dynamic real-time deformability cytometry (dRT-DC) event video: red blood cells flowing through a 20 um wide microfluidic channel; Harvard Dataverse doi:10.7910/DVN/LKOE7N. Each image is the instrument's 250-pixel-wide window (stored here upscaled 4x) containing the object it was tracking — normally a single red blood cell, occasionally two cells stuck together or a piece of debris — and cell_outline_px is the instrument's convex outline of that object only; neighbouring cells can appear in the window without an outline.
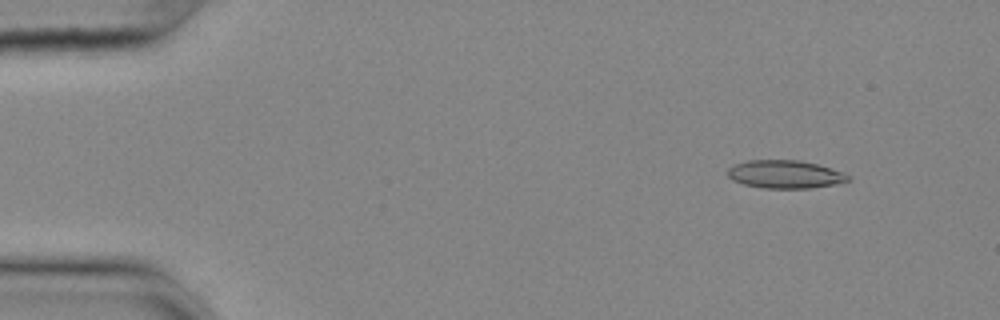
{"species": "common noctule bat (a hibernating species)", "species_latin": "Nyctalus noctula", "temperature_condition": "cold", "stored_images_in_passage": 53, "camera_frame_rate_fps": 3000, "um_per_image_px": 0.085, "animal": {"sex": "female", "body_mass_g": 25.1}, "frame": {"image": 1, "passage_image": 3, "time_ms": 0.667, "image_size_px": [1000, 320], "cell_outline_px": [[848, 180], [836, 184], [812, 188], [764, 188], [744, 184], [732, 180], [728, 176], [728, 168], [736, 164], [748, 160], [800, 160], [816, 164], [840, 172], [848, 176]], "centroid_in_image_um": [66.68, 14.82], "position_along_channel_um": 18.3, "area_um2": 19.36}}
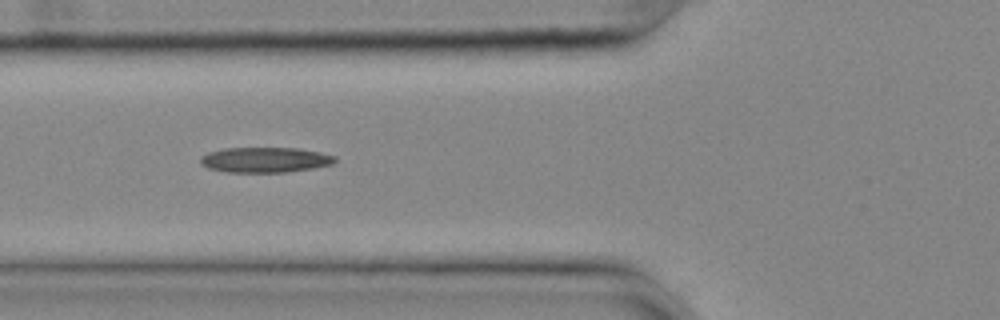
{"frame": {"image": 2, "passage_image": 18, "time_ms": 5.667, "image_size_px": [1000, 320], "cell_outline_px": [[336, 160], [332, 164], [312, 168], [288, 172], [228, 172], [208, 168], [200, 164], [200, 156], [208, 152], [224, 148], [296, 148], [320, 152], [336, 156]], "centroid_in_image_um": [22.51, 13.58], "position_along_channel_um": 103.3, "area_um2": 19.83}}
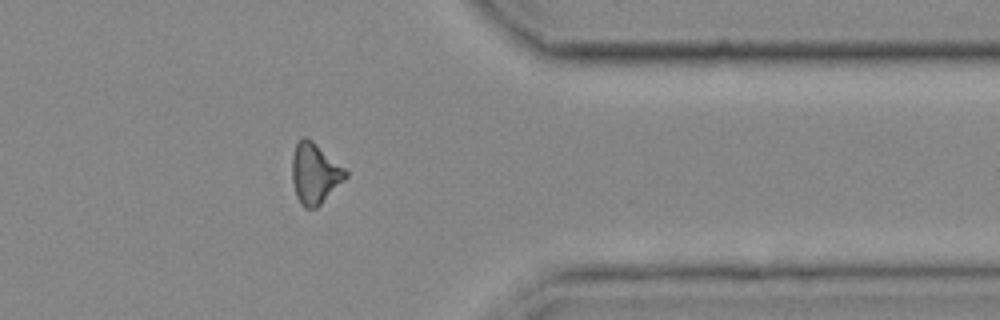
{"frame": {"image": 3, "passage_image": 42, "time_ms": 13.667, "image_size_px": [1000, 320], "cell_outline_px": [[348, 176], [316, 208], [304, 208], [300, 204], [296, 196], [292, 180], [292, 156], [296, 144], [300, 136], [304, 136], [312, 140], [344, 168], [348, 172]], "centroid_in_image_um": [26.73, 14.73], "position_along_channel_um": 384.7, "area_um2": 18.79}}